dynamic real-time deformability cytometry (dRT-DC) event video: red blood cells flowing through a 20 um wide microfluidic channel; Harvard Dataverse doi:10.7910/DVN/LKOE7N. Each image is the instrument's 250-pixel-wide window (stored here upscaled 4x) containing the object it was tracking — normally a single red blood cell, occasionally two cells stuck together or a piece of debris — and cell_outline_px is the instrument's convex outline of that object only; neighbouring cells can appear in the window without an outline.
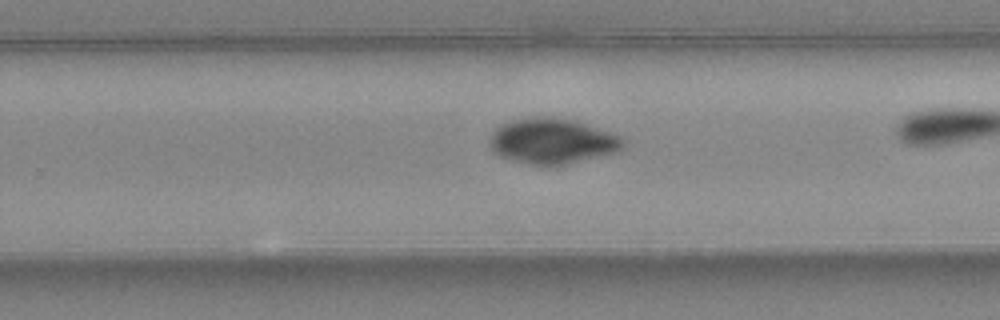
{"species": "common noctule bat (a hibernating species)", "species_latin": "Nyctalus noctula", "temperature_condition": "warm", "stored_images_in_passage": 26, "camera_frame_rate_fps": 3000, "um_per_image_px": 0.085, "animal": {"sex": "female", "body_mass_g": 24.6, "forearm_length_mm": 56.2}, "frame": {"image": 1, "passage_image": 19, "time_ms": 6.0, "image_size_px": [1000, 320], "cell_outline_px": [[624, 144], [616, 152], [564, 164], [528, 164], [512, 160], [500, 156], [488, 144], [488, 140], [492, 132], [500, 124], [512, 120], [528, 116], [552, 116], [572, 120], [620, 136], [624, 140]], "centroid_in_image_um": [46.87, 11.96], "position_along_channel_um": 282.9, "area_um2": 34.91}}